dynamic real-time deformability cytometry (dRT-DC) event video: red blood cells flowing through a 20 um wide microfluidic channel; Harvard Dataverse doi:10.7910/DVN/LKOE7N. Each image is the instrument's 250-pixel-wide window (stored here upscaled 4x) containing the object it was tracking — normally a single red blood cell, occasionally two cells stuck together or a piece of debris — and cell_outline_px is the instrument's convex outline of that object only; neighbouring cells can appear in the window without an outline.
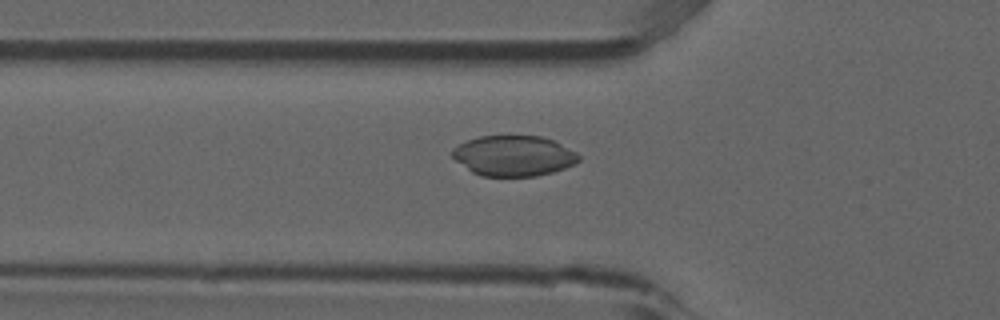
{"species": "common noctule bat (a hibernating species)", "species_latin": "Nyctalus noctula", "temperature_condition": "room temperature", "stored_images_in_passage": 49, "camera_frame_rate_fps": 3000, "um_per_image_px": 0.085, "animal": {"sex": "male", "forearm_length_mm": 52.5}, "frame": {"image": 1, "passage_image": 14, "time_ms": 4.333, "image_size_px": [1000, 320], "cell_outline_px": [[580, 160], [564, 168], [552, 172], [536, 176], [480, 176], [472, 172], [456, 160], [452, 156], [452, 148], [468, 140], [480, 136], [540, 136], [552, 140], [576, 152], [580, 156]], "centroid_in_image_um": [43.65, 13.25], "position_along_channel_um": 82.2, "area_um2": 29.54}}
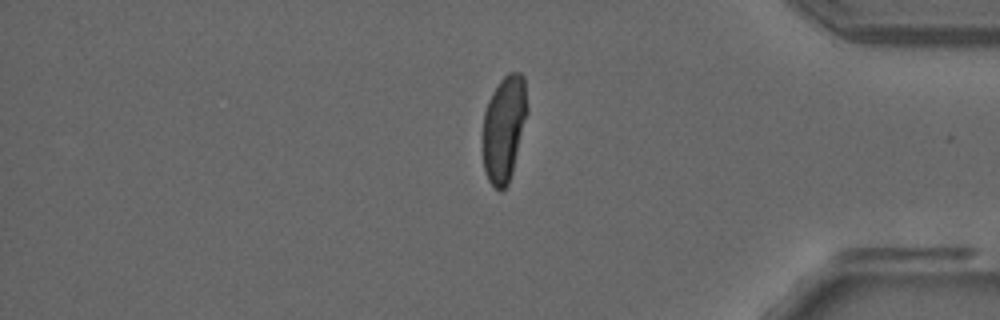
{"frame": {"image": 2, "passage_image": 40, "time_ms": 13.0, "image_size_px": [1000, 320], "cell_outline_px": [[528, 112], [512, 172], [508, 184], [500, 192], [488, 180], [484, 168], [484, 112], [488, 100], [492, 92], [500, 80], [508, 72], [520, 72], [524, 76], [528, 108]], "centroid_in_image_um": [42.87, 10.87], "position_along_channel_um": 392.3, "area_um2": 27.34}}
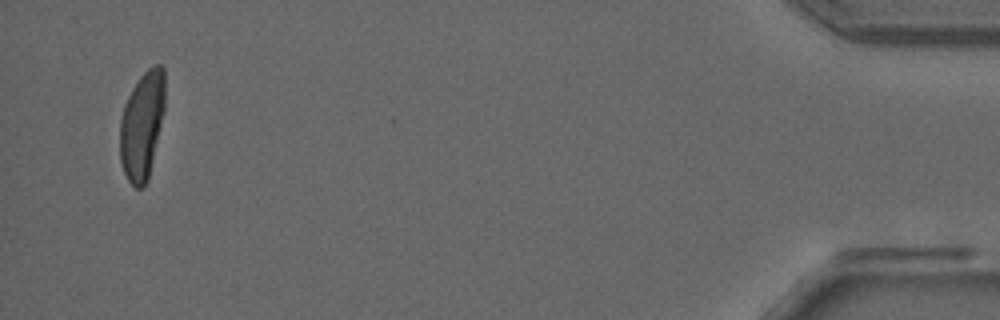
{"frame": {"image": 3, "passage_image": 47, "time_ms": 15.333, "image_size_px": [1000, 320], "cell_outline_px": [[164, 112], [148, 180], [144, 188], [136, 188], [128, 180], [124, 172], [120, 160], [120, 120], [124, 104], [132, 88], [140, 76], [148, 68], [156, 64], [160, 64], [164, 68]], "centroid_in_image_um": [12.07, 10.65], "position_along_channel_um": 423.1, "area_um2": 28.32}, "authors_computed_cell_mechanics": {"area_um2": 28.033, "velocity_mm_per_s": 3.8692, "shape_relaxation_time_tau1_ms": 5.2497, "shape_relaxation_time_tau2_ms": 1.8512, "deformation_change_tau1": 0.1447, "deformation_change_tau2": 0.0317}}